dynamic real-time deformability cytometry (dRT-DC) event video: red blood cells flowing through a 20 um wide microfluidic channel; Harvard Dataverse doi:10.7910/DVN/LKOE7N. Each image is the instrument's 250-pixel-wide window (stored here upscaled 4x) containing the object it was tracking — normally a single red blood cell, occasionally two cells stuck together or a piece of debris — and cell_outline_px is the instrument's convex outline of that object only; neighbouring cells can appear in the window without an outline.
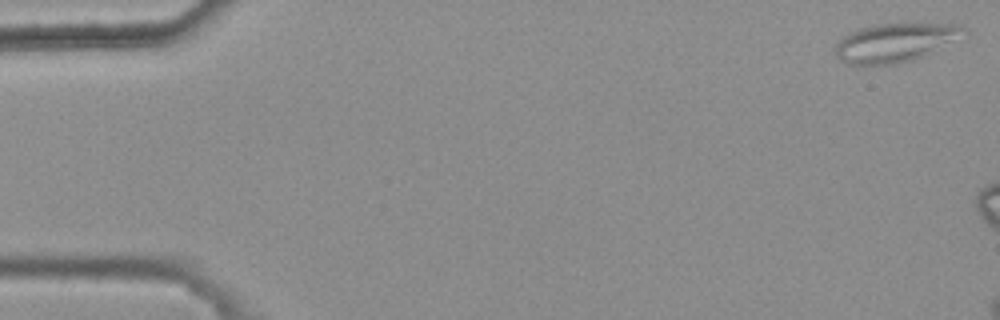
{"species": "common noctule bat (a hibernating species)", "species_latin": "Nyctalus noctula", "temperature_condition": "warm", "stored_images_in_passage": 3, "camera_frame_rate_fps": 3000, "um_per_image_px": 0.085, "animal": {"sex": "female", "body_mass_g": 25.1}, "frame": {"image": 1, "passage_image": 1, "time_ms": 0.0, "image_size_px": [1000, 320], "cell_outline_px": [[968, 32], [924, 56], [916, 60], [896, 64], [856, 68], [840, 60], [836, 56], [836, 44], [848, 32], [856, 28], [876, 24], [912, 20], [960, 24]], "centroid_in_image_um": [76.07, 3.59], "position_along_channel_um": 8.9, "area_um2": 30.69}}